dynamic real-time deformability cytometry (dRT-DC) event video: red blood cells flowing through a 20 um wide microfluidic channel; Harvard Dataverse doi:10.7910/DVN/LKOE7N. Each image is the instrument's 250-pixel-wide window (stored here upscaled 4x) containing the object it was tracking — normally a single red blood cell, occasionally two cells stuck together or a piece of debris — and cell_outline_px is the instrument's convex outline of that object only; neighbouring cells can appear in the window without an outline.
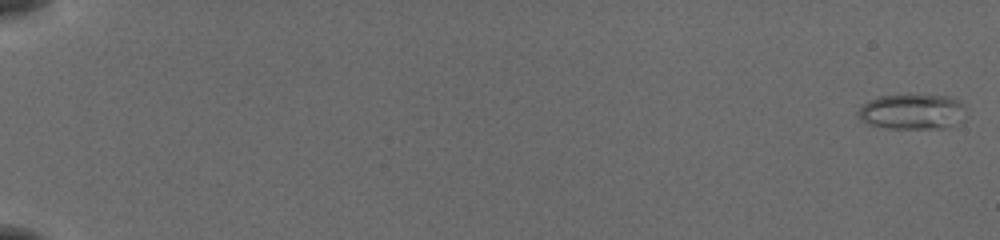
{"species": "common noctule bat (a hibernating species)", "species_latin": "Nyctalus noctula", "temperature_condition": "cold", "stored_images_in_passage": 42, "camera_frame_rate_fps": 3000, "um_per_image_px": 0.085, "animal": {"sex": "female", "body_mass_g": 19.5, "forearm_length_mm": 54.1}, "frame": {"image": 1, "passage_image": 1, "time_ms": 0.0, "image_size_px": [1000, 240], "cell_outline_px": [[964, 120], [956, 124], [944, 128], [888, 128], [868, 124], [860, 120], [856, 112], [868, 100], [880, 96], [908, 92], [948, 96], [960, 100], [964, 104]], "centroid_in_image_um": [77.55, 9.45], "position_along_channel_um": 7.5, "area_um2": 23.06}}
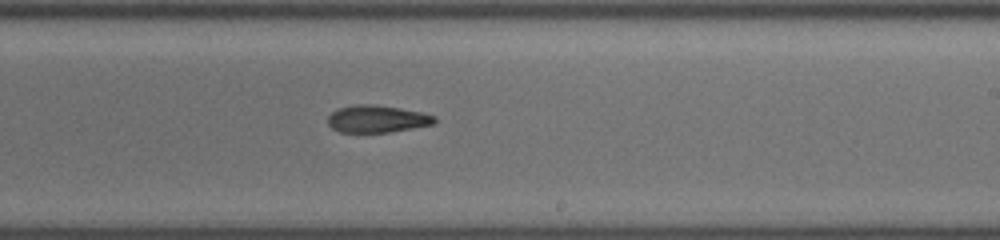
{"frame": {"image": 2, "passage_image": 27, "time_ms": 8.667, "image_size_px": [1000, 240], "cell_outline_px": [[436, 120], [432, 124], [412, 128], [388, 132], [340, 132], [332, 128], [328, 124], [328, 116], [332, 112], [340, 108], [356, 104], [372, 104], [400, 108], [420, 112], [436, 116]], "centroid_in_image_um": [32.03, 10.1], "position_along_channel_um": 257.0, "area_um2": 16.76}}
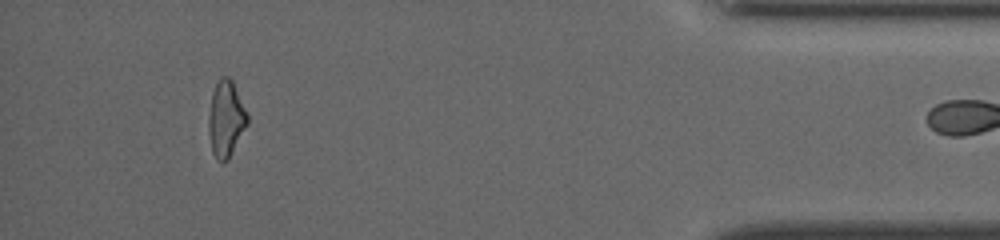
{"frame": {"image": 3, "passage_image": 41, "time_ms": 13.333, "image_size_px": [1000, 240], "cell_outline_px": [[248, 124], [228, 160], [216, 160], [212, 152], [208, 132], [208, 116], [212, 92], [216, 80], [220, 76], [228, 76], [232, 80], [248, 112]], "centroid_in_image_um": [19.2, 10.06], "position_along_channel_um": 416.0, "area_um2": 17.51}}